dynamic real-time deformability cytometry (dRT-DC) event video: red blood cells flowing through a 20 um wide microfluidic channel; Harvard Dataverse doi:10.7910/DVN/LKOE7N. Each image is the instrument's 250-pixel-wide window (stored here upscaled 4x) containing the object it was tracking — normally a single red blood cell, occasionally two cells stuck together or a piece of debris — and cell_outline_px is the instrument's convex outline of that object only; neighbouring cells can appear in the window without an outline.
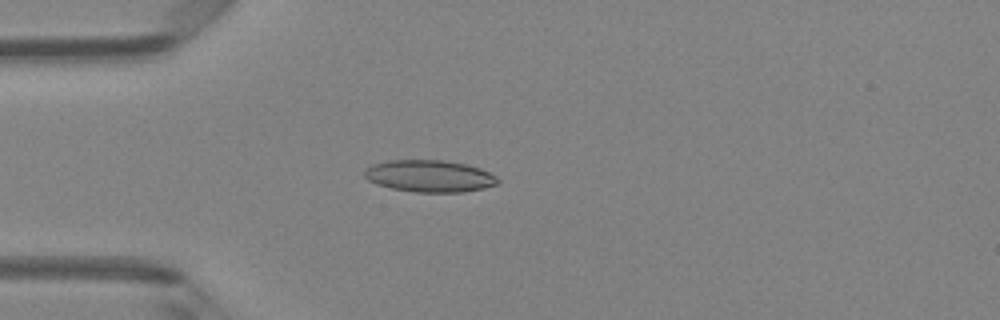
{"species": "Egyptian fruit bat (a non-hibernating species)", "species_latin": "Rousettus aegyptiacus", "temperature_condition": "room temperature", "stored_images_in_passage": 3, "camera_frame_rate_fps": 3000, "um_per_image_px": 0.085, "animal": {"sex": "female"}, "frame": {"image": 1, "passage_image": 3, "time_ms": 0.667, "image_size_px": [1000, 320], "cell_outline_px": [[500, 180], [496, 184], [484, 188], [460, 192], [416, 192], [392, 188], [376, 184], [368, 180], [364, 176], [364, 172], [372, 164], [388, 160], [444, 160], [464, 164], [480, 168], [496, 176]], "centroid_in_image_um": [36.5, 14.96], "position_along_channel_um": 48.5, "area_um2": 24.68}}